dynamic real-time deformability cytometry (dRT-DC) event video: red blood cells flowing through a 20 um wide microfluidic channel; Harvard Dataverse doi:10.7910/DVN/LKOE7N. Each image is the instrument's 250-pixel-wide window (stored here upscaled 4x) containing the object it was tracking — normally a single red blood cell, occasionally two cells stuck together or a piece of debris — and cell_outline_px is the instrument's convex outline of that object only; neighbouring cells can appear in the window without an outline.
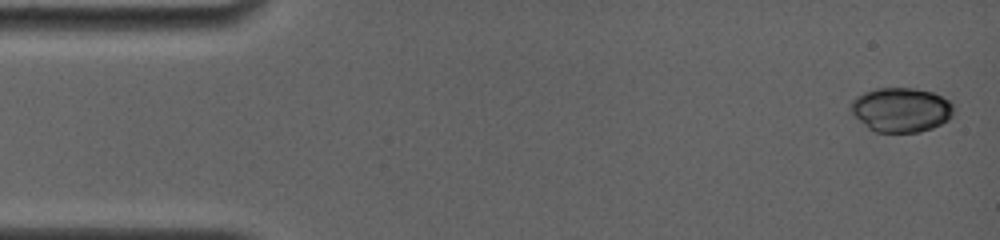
{"species": "common noctule bat (a hibernating species)", "species_latin": "Nyctalus noctula", "temperature_condition": "room temperature", "stored_images_in_passage": 33, "camera_frame_rate_fps": 4000, "um_per_image_px": 0.085, "animal": {"sex": "female", "body_mass_g": 19.0, "forearm_length_mm": 56.7}, "frame": {"image": 1, "passage_image": 1, "time_ms": 0.0, "image_size_px": [1000, 240], "cell_outline_px": [[952, 116], [948, 120], [932, 128], [920, 132], [876, 132], [868, 128], [848, 108], [852, 100], [856, 96], [864, 92], [876, 88], [916, 88], [932, 92], [948, 100], [952, 104]], "centroid_in_image_um": [76.57, 9.33], "position_along_channel_um": 8.4, "area_um2": 26.59}}
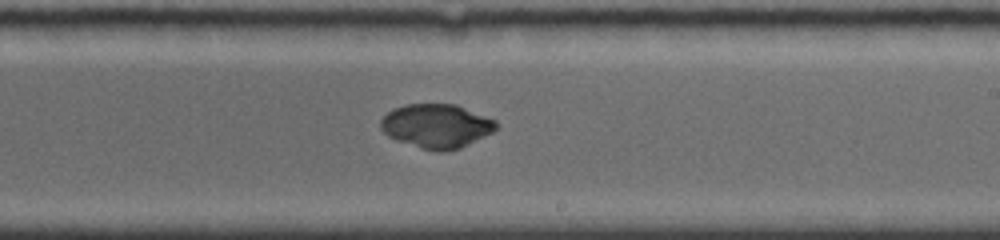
{"frame": {"image": 2, "passage_image": 20, "time_ms": 9.5, "image_size_px": [1000, 240], "cell_outline_px": [[500, 124], [492, 132], [460, 148], [448, 152], [440, 152], [420, 148], [396, 140], [388, 136], [380, 128], [380, 120], [388, 112], [404, 104], [456, 104], [496, 120]], "centroid_in_image_um": [37.1, 10.71], "position_along_channel_um": 251.9, "area_um2": 29.65}}
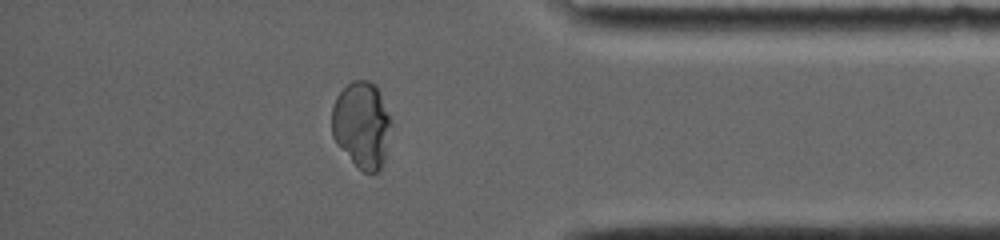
{"frame": {"image": 3, "passage_image": 32, "time_ms": 13.75, "image_size_px": [1000, 240], "cell_outline_px": [[392, 124], [384, 160], [380, 172], [364, 172], [336, 144], [332, 136], [332, 108], [336, 96], [352, 80], [368, 80], [380, 92]], "centroid_in_image_um": [30.75, 10.61], "position_along_channel_um": 404.5, "area_um2": 29.71}}